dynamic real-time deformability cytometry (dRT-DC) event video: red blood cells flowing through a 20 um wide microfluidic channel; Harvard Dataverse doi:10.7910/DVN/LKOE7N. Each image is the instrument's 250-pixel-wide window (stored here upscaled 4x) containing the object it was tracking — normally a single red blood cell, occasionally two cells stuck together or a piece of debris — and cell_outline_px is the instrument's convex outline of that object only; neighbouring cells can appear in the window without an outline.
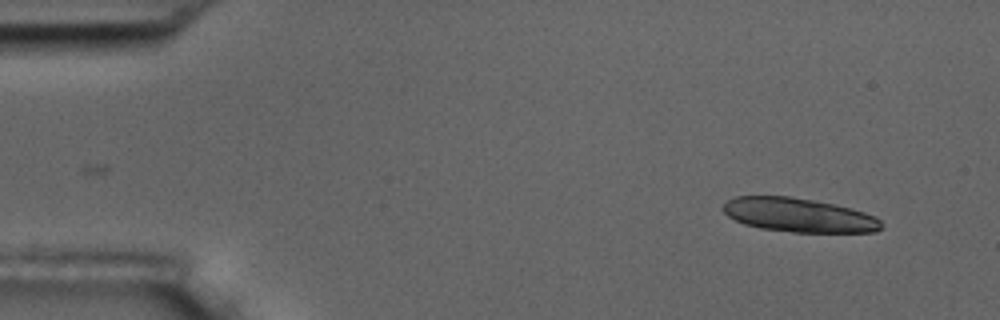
{"species": "common noctule bat (a hibernating species)", "species_latin": "Nyctalus noctula", "temperature_condition": "room temperature", "stored_images_in_passage": 9, "camera_frame_rate_fps": 3000, "um_per_image_px": 0.085, "animal": {"sex": "male", "body_mass_g": 17.5, "forearm_length_mm": 52.3}, "frame": {"image": 1, "passage_image": 1, "time_ms": 0.0, "image_size_px": [1000, 320], "cell_outline_px": [[884, 228], [876, 232], [792, 232], [760, 228], [744, 224], [728, 216], [720, 208], [728, 200], [736, 196], [792, 196], [852, 208], [876, 216], [880, 220]], "centroid_in_image_um": [67.91, 18.28], "position_along_channel_um": 17.1, "area_um2": 31.44}}
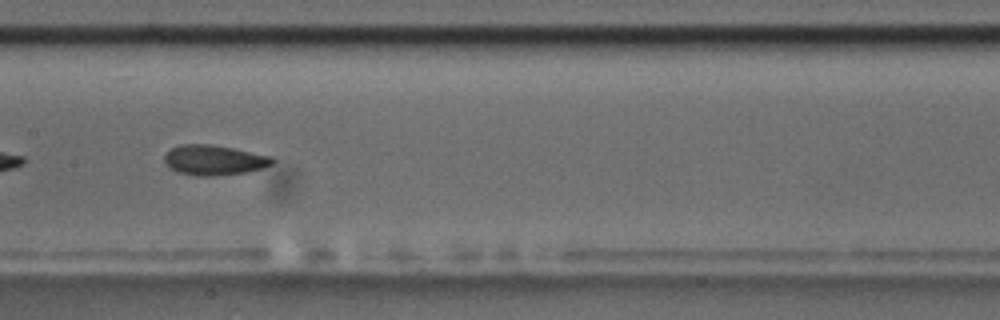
{"frame": {"image": 2, "passage_image": 7, "time_ms": 8.0, "image_size_px": [1000, 320], "cell_outline_px": [[276, 160], [272, 164], [248, 172], [216, 176], [196, 176], [176, 172], [168, 168], [164, 160], [164, 156], [172, 148], [180, 144], [208, 144], [232, 148], [272, 156]], "centroid_in_image_um": [18.18, 13.62], "position_along_channel_um": 189.2, "area_um2": 19.02}}
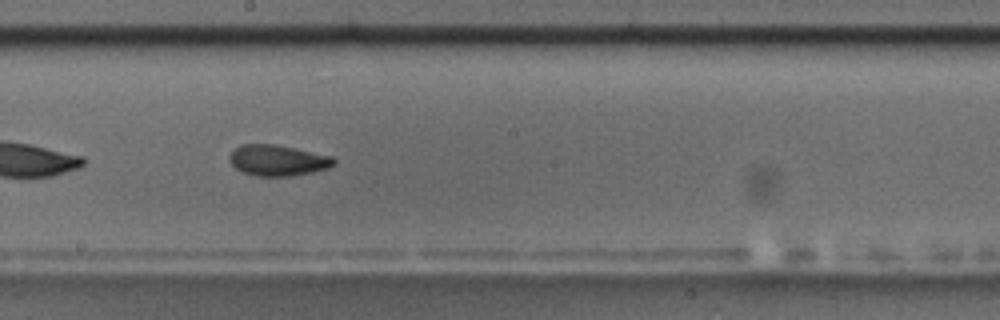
{"frame": {"image": 3, "passage_image": 8, "time_ms": 9.0, "image_size_px": [1000, 320], "cell_outline_px": [[336, 164], [328, 168], [312, 172], [288, 176], [256, 176], [244, 172], [236, 168], [228, 160], [228, 156], [240, 144], [276, 144], [332, 156], [336, 160]], "centroid_in_image_um": [23.61, 13.62], "position_along_channel_um": 224.6, "area_um2": 18.79}}